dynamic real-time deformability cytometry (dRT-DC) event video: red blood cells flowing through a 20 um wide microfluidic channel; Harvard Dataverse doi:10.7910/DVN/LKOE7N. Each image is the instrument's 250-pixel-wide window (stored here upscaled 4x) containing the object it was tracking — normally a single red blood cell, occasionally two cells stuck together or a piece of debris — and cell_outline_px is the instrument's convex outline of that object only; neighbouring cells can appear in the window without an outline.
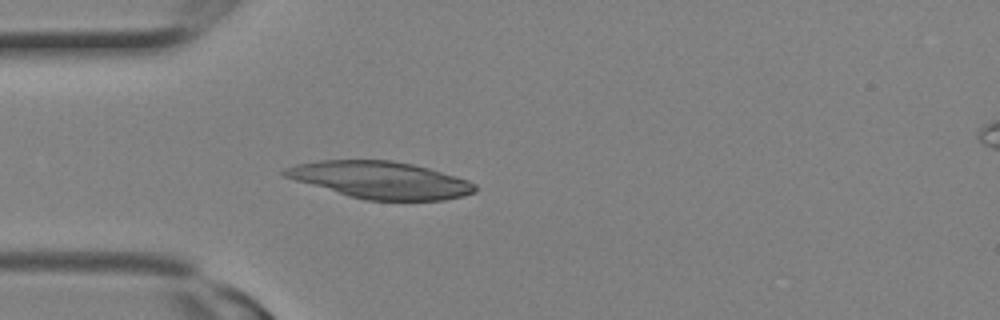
{"species": "Egyptian fruit bat (a non-hibernating species)", "species_latin": "Rousettus aegyptiacus", "temperature_condition": "room temperature", "stored_images_in_passage": 2, "camera_frame_rate_fps": 3000, "um_per_image_px": 0.085, "animal": {"sex": "female"}, "frame": {"image": 1, "passage_image": 2, "time_ms": 0.333, "image_size_px": [1000, 320], "cell_outline_px": [[476, 192], [464, 196], [444, 200], [364, 200], [348, 196], [296, 180], [284, 176], [280, 172], [284, 168], [296, 164], [320, 160], [392, 160], [412, 164], [428, 168], [468, 180], [476, 184]], "centroid_in_image_um": [32.34, 15.3], "position_along_channel_um": 52.7, "area_um2": 40.98}}